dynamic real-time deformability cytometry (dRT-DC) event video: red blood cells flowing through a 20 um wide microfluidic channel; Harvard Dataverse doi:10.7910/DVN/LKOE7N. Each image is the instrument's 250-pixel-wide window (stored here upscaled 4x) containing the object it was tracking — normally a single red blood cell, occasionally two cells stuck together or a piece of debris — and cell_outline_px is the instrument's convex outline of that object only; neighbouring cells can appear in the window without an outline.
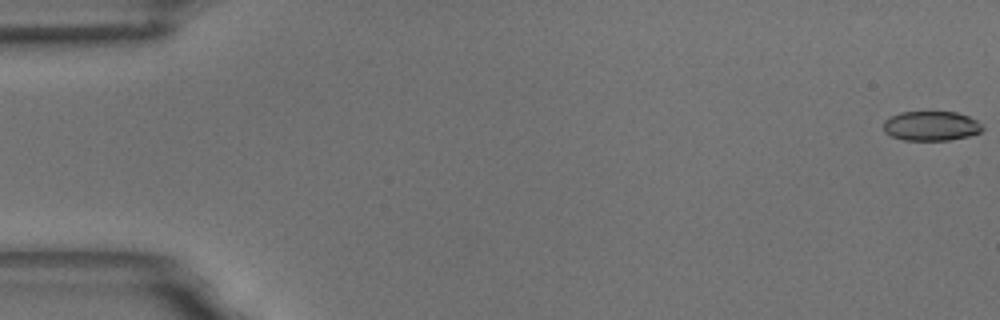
{"species": "common noctule bat (a hibernating species)", "species_latin": "Nyctalus noctula", "temperature_condition": "room temperature", "stored_images_in_passage": 9, "camera_frame_rate_fps": 3000, "um_per_image_px": 0.085, "animal": {"sex": "male", "body_mass_g": 18.8}, "frame": {"image": 1, "passage_image": 1, "time_ms": 0.0, "image_size_px": [1000, 320], "cell_outline_px": [[984, 128], [980, 132], [968, 136], [948, 140], [904, 140], [892, 136], [884, 132], [884, 120], [900, 112], [956, 112], [968, 116], [976, 120]], "centroid_in_image_um": [79.14, 10.7], "position_along_channel_um": 5.9, "area_um2": 16.94}}